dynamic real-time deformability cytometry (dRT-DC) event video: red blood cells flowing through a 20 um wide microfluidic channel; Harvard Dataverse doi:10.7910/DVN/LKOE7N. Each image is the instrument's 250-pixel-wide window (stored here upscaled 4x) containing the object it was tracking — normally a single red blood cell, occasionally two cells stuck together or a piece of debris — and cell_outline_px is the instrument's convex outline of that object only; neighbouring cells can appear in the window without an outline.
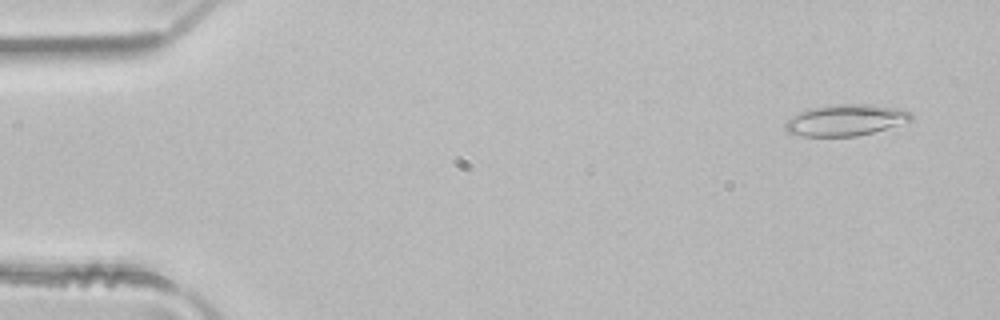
{"species": "common noctule bat (a hibernating species)", "species_latin": "Nyctalus noctula", "temperature_condition": "room temperature", "stored_images_in_passage": 3, "camera_frame_rate_fps": 3000, "um_per_image_px": 0.085, "animal": {"sex": "male", "body_mass_g": 21.5, "forearm_length_mm": 52.0}, "frame": {"image": 1, "passage_image": 1, "time_ms": 0.0, "image_size_px": [1000, 320], "cell_outline_px": [[912, 120], [872, 132], [856, 136], [804, 136], [788, 132], [784, 128], [784, 124], [792, 116], [800, 112], [816, 108], [840, 104], [864, 104], [896, 108], [908, 112], [912, 116]], "centroid_in_image_um": [71.85, 10.22], "position_along_channel_um": 13.2, "area_um2": 22.25}}